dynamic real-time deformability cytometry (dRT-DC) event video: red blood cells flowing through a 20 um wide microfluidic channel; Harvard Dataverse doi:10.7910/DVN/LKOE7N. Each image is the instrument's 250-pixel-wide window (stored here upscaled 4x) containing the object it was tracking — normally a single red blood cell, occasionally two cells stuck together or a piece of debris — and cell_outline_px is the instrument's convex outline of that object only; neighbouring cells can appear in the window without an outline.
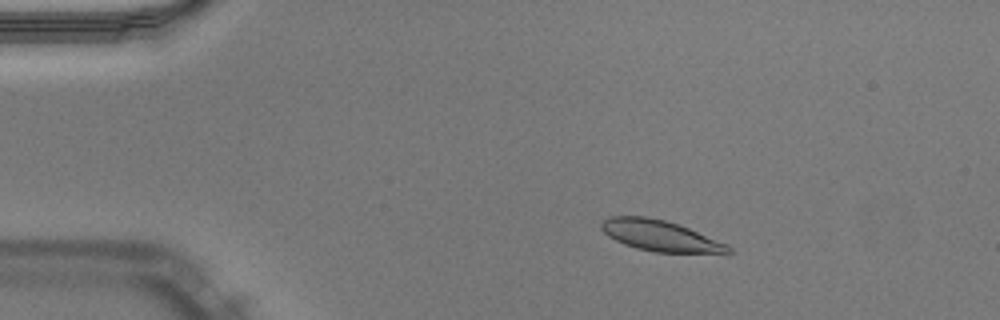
{"species": "Egyptian fruit bat (a non-hibernating species)", "species_latin": "Rousettus aegyptiacus", "temperature_condition": "warm", "stored_images_in_passage": 51, "camera_frame_rate_fps": 3000, "um_per_image_px": 0.085, "animal": {"sex": "male"}, "frame": {"image": 1, "passage_image": 9, "time_ms": 2.667, "image_size_px": [1000, 320], "cell_outline_px": [[732, 252], [728, 256], [656, 252], [636, 248], [624, 244], [608, 236], [600, 228], [600, 224], [608, 216], [644, 216], [664, 220], [688, 228], [728, 244], [732, 248]], "centroid_in_image_um": [56.24, 20.09], "position_along_channel_um": 28.8, "area_um2": 23.52}}
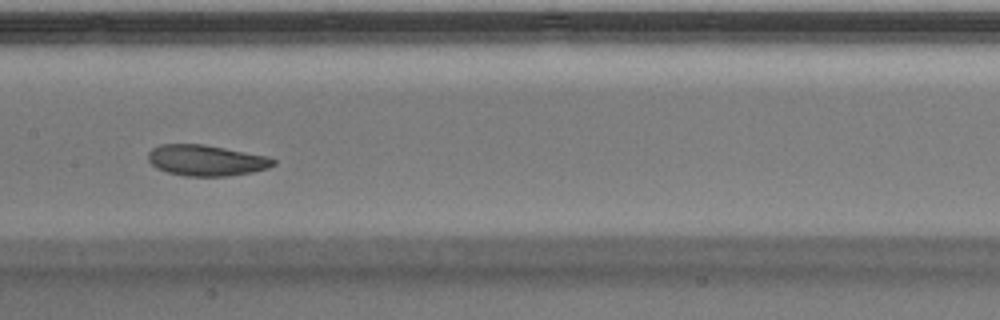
{"frame": {"image": 2, "passage_image": 26, "time_ms": 8.333, "image_size_px": [1000, 320], "cell_outline_px": [[276, 164], [268, 168], [252, 172], [228, 176], [184, 176], [168, 172], [156, 168], [148, 160], [148, 152], [152, 148], [160, 144], [204, 144], [268, 156], [276, 160]], "centroid_in_image_um": [17.53, 13.63], "position_along_channel_um": 189.9, "area_um2": 22.66}}
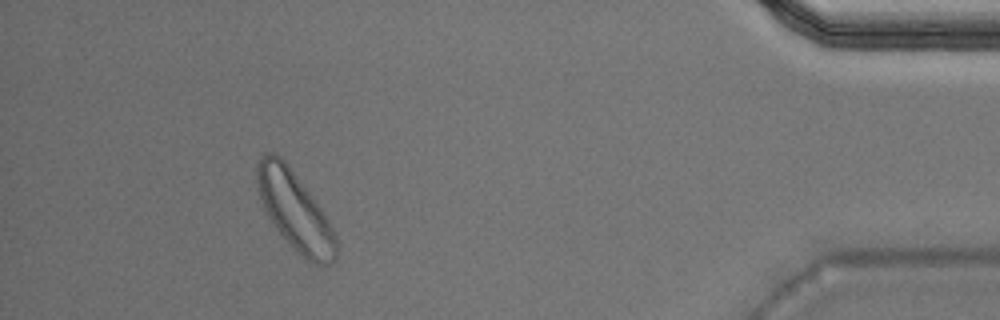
{"frame": {"image": 3, "passage_image": 47, "time_ms": 15.333, "image_size_px": [1000, 320], "cell_outline_px": [[336, 260], [332, 264], [312, 264], [280, 232], [268, 216], [264, 208], [260, 196], [256, 180], [256, 164], [260, 156], [264, 152], [276, 152], [288, 164], [320, 208], [332, 228], [336, 236]], "centroid_in_image_um": [25.04, 17.86], "position_along_channel_um": 410.2, "area_um2": 35.32}, "authors_computed_cell_mechanics": {"area_um2": 23.409, "velocity_mm_per_s": 3.9307, "shape_relaxation_time_tau1_ms": 2.4777, "shape_relaxation_time_tau2_ms": null, "deformation_change_tau1": 0.0958, "deformation_change_tau2": null}}